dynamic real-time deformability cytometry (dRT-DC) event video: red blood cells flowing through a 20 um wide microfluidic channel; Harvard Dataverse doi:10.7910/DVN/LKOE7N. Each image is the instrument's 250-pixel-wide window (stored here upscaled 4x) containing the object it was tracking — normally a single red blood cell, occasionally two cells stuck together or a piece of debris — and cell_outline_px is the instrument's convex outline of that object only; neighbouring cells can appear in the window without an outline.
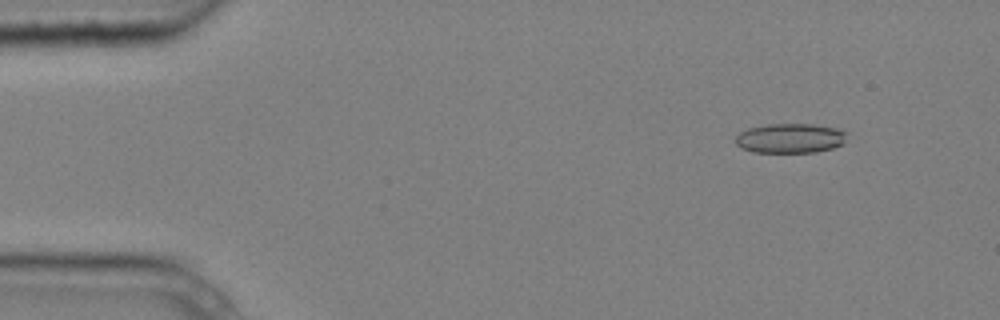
{"species": "common noctule bat (a hibernating species)", "species_latin": "Nyctalus noctula", "temperature_condition": "cold", "stored_images_in_passage": 6, "camera_frame_rate_fps": 3000, "um_per_image_px": 0.085, "animal": {"sex": "male", "body_mass_g": 20.4}, "frame": {"image": 1, "passage_image": 2, "time_ms": 0.333, "image_size_px": [1000, 320], "cell_outline_px": [[848, 132], [844, 144], [832, 148], [816, 152], [752, 152], [740, 148], [736, 144], [736, 136], [740, 132], [748, 128], [768, 124], [812, 124], [836, 128]], "centroid_in_image_um": [67.18, 11.75], "position_along_channel_um": 17.8, "area_um2": 19.36}}
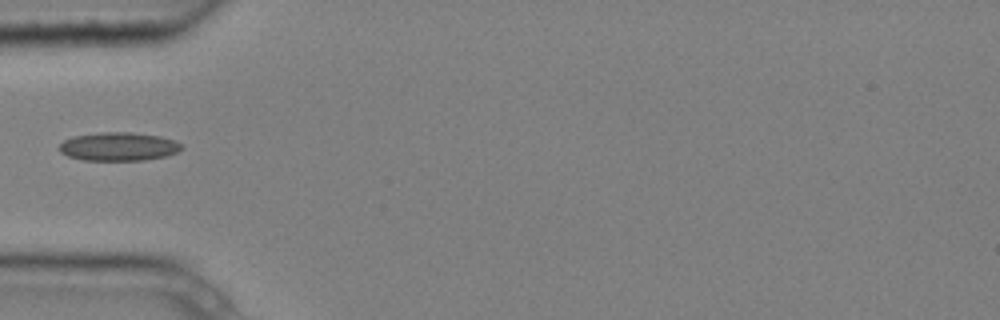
{"frame": {"image": 2, "passage_image": 5, "time_ms": 1.333, "image_size_px": [1000, 320], "cell_outline_px": [[184, 148], [176, 152], [164, 156], [144, 160], [84, 160], [68, 156], [60, 152], [60, 144], [64, 140], [72, 136], [100, 132], [132, 132], [160, 136], [184, 144]], "centroid_in_image_um": [10.08, 12.45], "position_along_channel_um": 74.9, "area_um2": 20.29}}
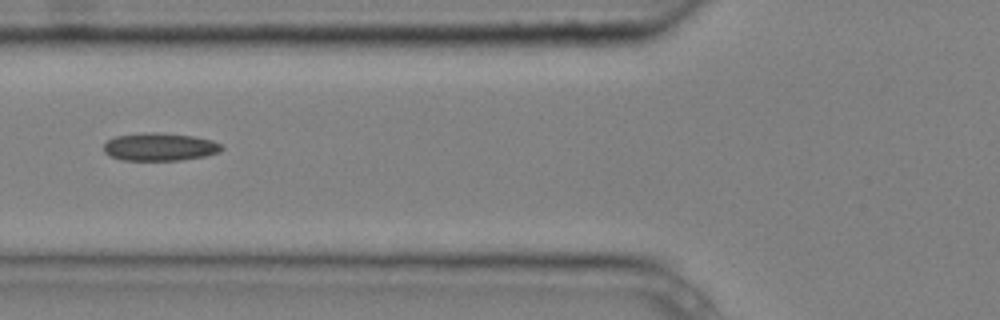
{"frame": {"image": 3, "passage_image": 6, "time_ms": 1.667, "image_size_px": [1000, 320], "cell_outline_px": [[224, 148], [220, 152], [204, 156], [180, 160], [120, 160], [108, 156], [104, 152], [104, 144], [108, 140], [116, 136], [148, 132], [160, 132], [192, 136], [212, 140], [220, 144]], "centroid_in_image_um": [13.56, 12.48], "position_along_channel_um": 112.2, "area_um2": 19.19}}